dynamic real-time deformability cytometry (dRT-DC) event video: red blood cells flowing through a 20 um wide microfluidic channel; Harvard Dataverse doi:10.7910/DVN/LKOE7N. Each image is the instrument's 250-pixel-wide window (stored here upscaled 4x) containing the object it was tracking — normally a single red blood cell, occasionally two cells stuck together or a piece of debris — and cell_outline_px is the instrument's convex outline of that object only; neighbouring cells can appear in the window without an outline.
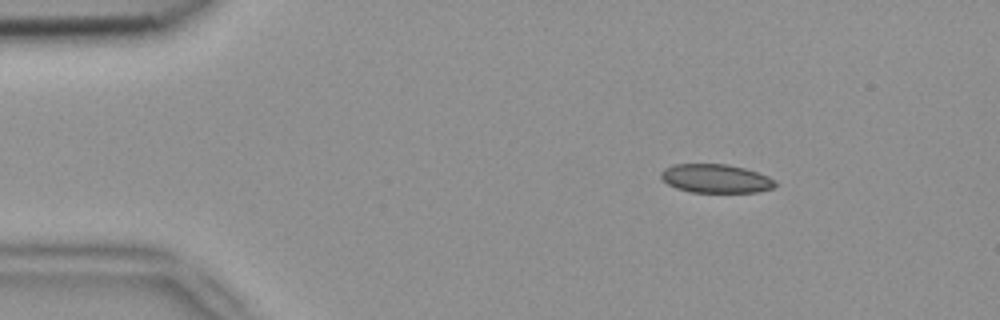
{"species": "common noctule bat (a hibernating species)", "species_latin": "Nyctalus noctula", "temperature_condition": "room temperature", "stored_images_in_passage": 3, "camera_frame_rate_fps": 3000, "um_per_image_px": 0.085, "animal": {"sex": "female", "body_mass_g": 18.4}, "frame": {"image": 1, "passage_image": 1, "time_ms": 0.0, "image_size_px": [1000, 320], "cell_outline_px": [[776, 184], [772, 188], [760, 192], [692, 192], [676, 188], [668, 184], [660, 176], [660, 172], [664, 168], [672, 164], [728, 164], [744, 168], [768, 176], [776, 180]], "centroid_in_image_um": [60.83, 15.17], "position_along_channel_um": 24.2, "area_um2": 19.13}}